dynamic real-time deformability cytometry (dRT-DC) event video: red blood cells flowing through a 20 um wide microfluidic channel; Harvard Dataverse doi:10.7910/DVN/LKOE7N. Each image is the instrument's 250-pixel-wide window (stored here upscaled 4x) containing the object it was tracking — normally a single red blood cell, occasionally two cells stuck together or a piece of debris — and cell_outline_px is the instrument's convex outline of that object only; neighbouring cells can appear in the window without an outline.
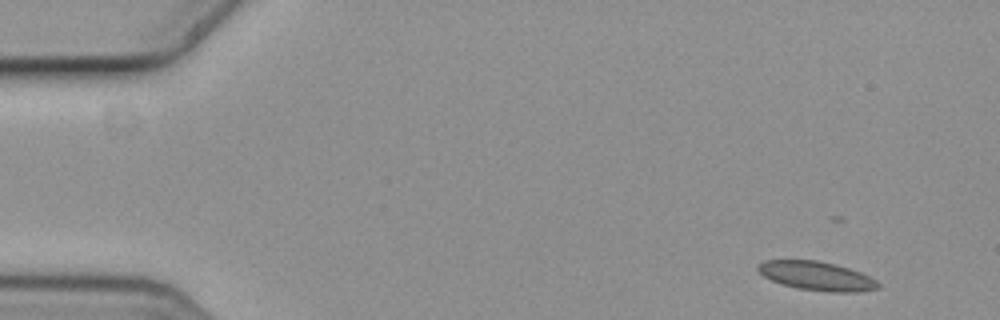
{"species": "common noctule bat (a hibernating species)", "species_latin": "Nyctalus noctula", "temperature_condition": "cold", "stored_images_in_passage": 5, "segment_of_instrument_passage": [1, 2], "camera_frame_rate_fps": 3000, "um_per_image_px": 0.085, "animal": {"sex": "female", "body_mass_g": 19.3, "forearm_length_mm": 54.1}, "frame": {"image": 1, "passage_image": 1, "time_ms": 0.0, "image_size_px": [1000, 320], "cell_outline_px": [[880, 288], [856, 292], [828, 292], [796, 288], [780, 284], [764, 276], [756, 268], [756, 264], [764, 260], [816, 260], [836, 264], [860, 272], [876, 280], [880, 284]], "centroid_in_image_um": [69.39, 23.45], "position_along_channel_um": 15.6, "area_um2": 20.35}}